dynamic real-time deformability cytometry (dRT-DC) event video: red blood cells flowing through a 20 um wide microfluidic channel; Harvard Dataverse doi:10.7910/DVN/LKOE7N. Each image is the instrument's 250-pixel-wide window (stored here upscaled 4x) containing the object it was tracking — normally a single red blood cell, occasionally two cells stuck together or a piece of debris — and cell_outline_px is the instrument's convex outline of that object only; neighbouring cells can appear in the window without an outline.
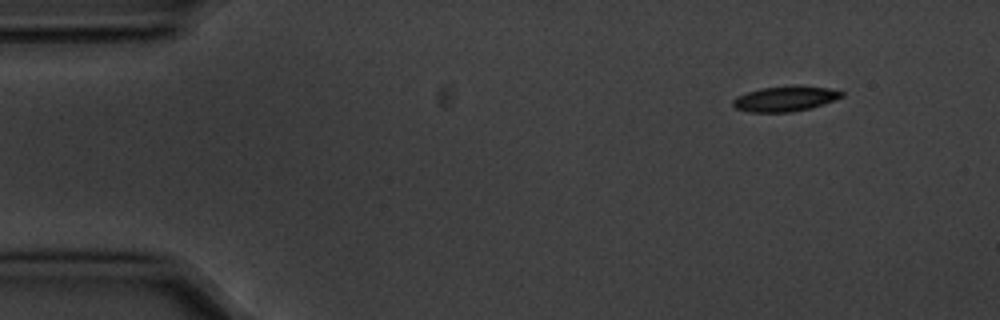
{"species": "common noctule bat (a hibernating species)", "species_latin": "Nyctalus noctula", "temperature_condition": "cold", "stored_images_in_passage": 4, "camera_frame_rate_fps": 3000, "um_per_image_px": 0.085, "animal": {"sex": "male", "body_mass_g": 20.1, "forearm_length_mm": 53.5}, "frame": {"image": 1, "passage_image": 1, "time_ms": 0.0, "image_size_px": [1000, 320], "cell_outline_px": [[844, 96], [824, 104], [812, 108], [792, 112], [748, 112], [736, 108], [732, 104], [732, 100], [736, 96], [760, 88], [792, 84], [796, 84], [828, 88], [844, 92]], "centroid_in_image_um": [66.75, 8.37], "position_along_channel_um": 18.2, "area_um2": 16.36}}
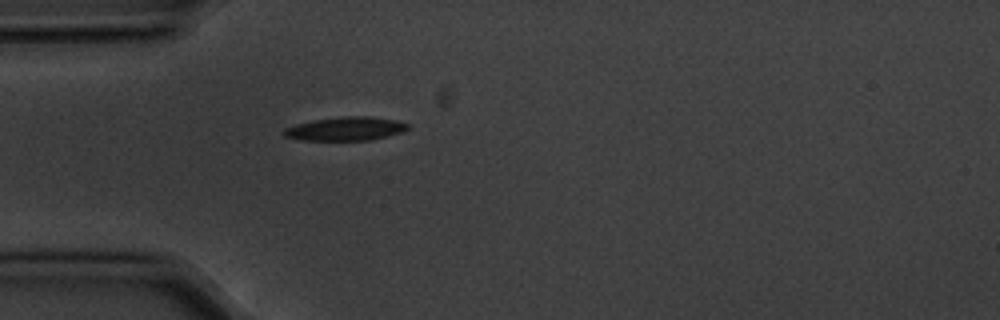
{"frame": {"image": 2, "passage_image": 4, "time_ms": 1.0, "image_size_px": [1000, 320], "cell_outline_px": [[408, 128], [404, 132], [372, 140], [300, 140], [284, 136], [280, 132], [284, 128], [296, 124], [312, 120], [344, 116], [372, 116], [396, 120], [408, 124]], "centroid_in_image_um": [29.36, 10.94], "position_along_channel_um": 55.6, "area_um2": 17.28}}